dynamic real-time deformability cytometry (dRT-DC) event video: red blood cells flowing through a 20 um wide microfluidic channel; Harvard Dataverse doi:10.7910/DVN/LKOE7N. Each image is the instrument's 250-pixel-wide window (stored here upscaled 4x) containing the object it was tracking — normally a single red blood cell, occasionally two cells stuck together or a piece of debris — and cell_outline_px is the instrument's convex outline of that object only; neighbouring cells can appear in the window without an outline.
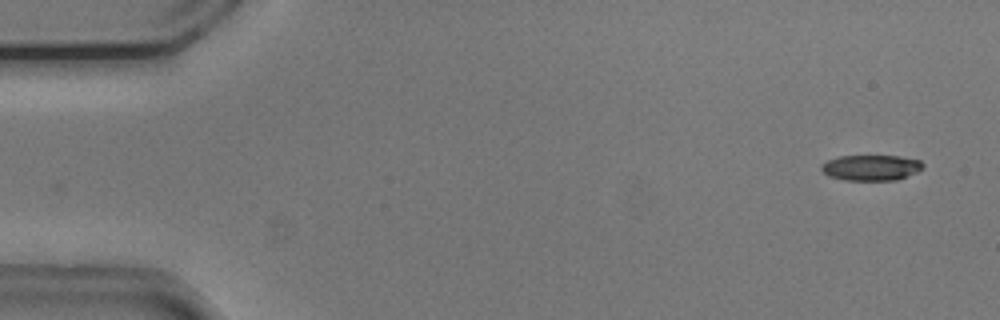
{"species": "common noctule bat (a hibernating species)", "species_latin": "Nyctalus noctula", "temperature_condition": "cold", "stored_images_in_passage": 5, "camera_frame_rate_fps": 3000, "um_per_image_px": 0.085, "animal": {"sex": "male", "body_mass_g": 20.5, "forearm_length_mm": 52.5}, "frame": {"image": 1, "passage_image": 1, "time_ms": 0.0, "image_size_px": [1000, 320], "cell_outline_px": [[924, 164], [916, 172], [896, 180], [844, 180], [828, 176], [820, 168], [820, 164], [828, 160], [840, 156], [900, 156], [920, 160]], "centroid_in_image_um": [74.0, 14.25], "position_along_channel_um": 11.0, "area_um2": 15.09}}